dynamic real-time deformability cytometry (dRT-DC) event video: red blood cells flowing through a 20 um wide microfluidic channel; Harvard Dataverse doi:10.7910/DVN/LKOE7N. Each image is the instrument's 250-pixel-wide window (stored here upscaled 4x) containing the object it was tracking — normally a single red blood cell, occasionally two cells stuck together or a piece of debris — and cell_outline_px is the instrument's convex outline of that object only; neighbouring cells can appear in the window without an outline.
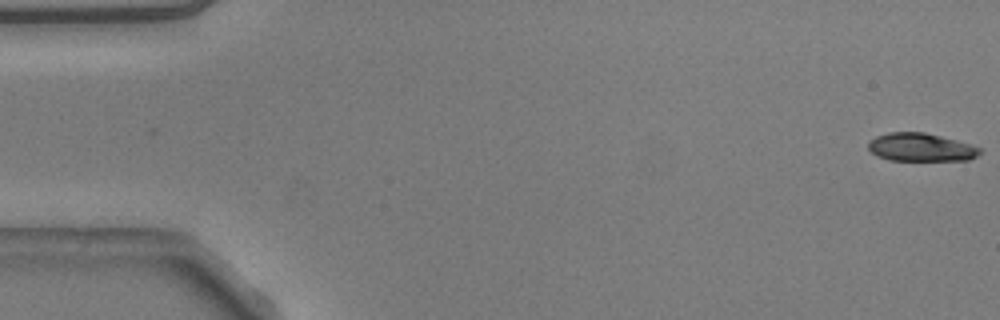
{"species": "common noctule bat (a hibernating species)", "species_latin": "Nyctalus noctula", "temperature_condition": "warm", "stored_images_in_passage": 11, "camera_frame_rate_fps": 3000, "um_per_image_px": 0.085, "animal": {"sex": "male", "body_mass_g": 20.5, "forearm_length_mm": 52.5}, "frame": {"image": 1, "passage_image": 1, "time_ms": 0.0, "image_size_px": [1000, 320], "cell_outline_px": [[980, 152], [976, 156], [968, 160], [888, 160], [872, 152], [868, 148], [868, 144], [876, 136], [888, 132], [924, 132], [956, 140], [980, 148]], "centroid_in_image_um": [78.26, 12.51], "position_along_channel_um": 6.7, "area_um2": 17.98}}